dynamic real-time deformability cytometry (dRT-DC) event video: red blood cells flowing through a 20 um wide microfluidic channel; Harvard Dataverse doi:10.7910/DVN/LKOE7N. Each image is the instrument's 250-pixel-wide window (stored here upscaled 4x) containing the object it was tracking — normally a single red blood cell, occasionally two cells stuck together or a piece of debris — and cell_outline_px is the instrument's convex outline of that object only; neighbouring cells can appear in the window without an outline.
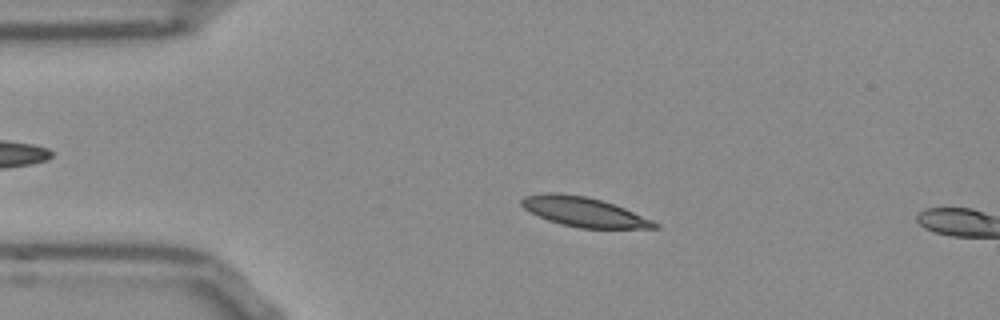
{"species": "Egyptian fruit bat (a non-hibernating species)", "species_latin": "Rousettus aegyptiacus", "temperature_condition": "room temperature", "stored_images_in_passage": 12, "camera_frame_rate_fps": 3000, "um_per_image_px": 0.085, "frame": {"image": 1, "passage_image": 10, "time_ms": 3.0, "image_size_px": [1000, 320], "cell_outline_px": [[660, 228], [580, 228], [560, 224], [548, 220], [528, 212], [520, 204], [520, 200], [524, 196], [540, 192], [556, 192], [584, 196], [600, 200], [624, 208], [652, 220], [660, 224]], "centroid_in_image_um": [49.57, 18.0], "position_along_channel_um": 35.4, "area_um2": 22.95}}